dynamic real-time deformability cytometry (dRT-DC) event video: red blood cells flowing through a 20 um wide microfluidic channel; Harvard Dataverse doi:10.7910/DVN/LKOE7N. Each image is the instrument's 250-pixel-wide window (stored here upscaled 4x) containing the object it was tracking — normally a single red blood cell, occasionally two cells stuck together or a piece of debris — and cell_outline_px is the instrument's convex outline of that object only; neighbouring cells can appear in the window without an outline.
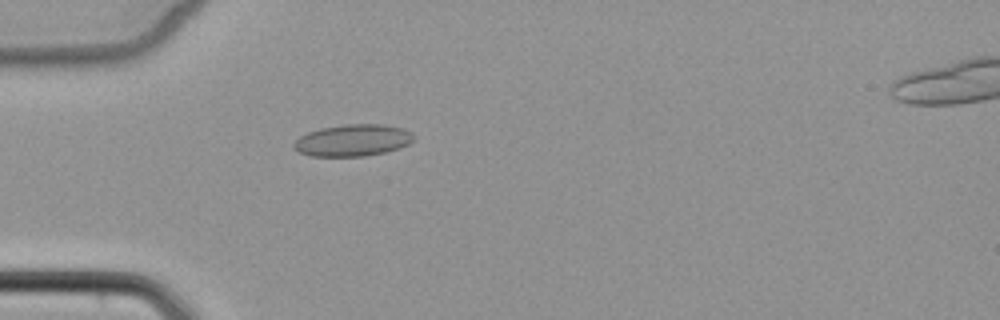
{"species": "common noctule bat (a hibernating species)", "species_latin": "Nyctalus noctula", "temperature_condition": "cold", "stored_images_in_passage": 2, "camera_frame_rate_fps": 3000, "um_per_image_px": 0.085, "animal": {"sex": "female", "body_mass_g": 22.7, "forearm_length_mm": 54.2}, "frame": {"image": 1, "passage_image": 1, "time_ms": 0.0, "image_size_px": [1000, 320], "cell_outline_px": [[416, 136], [408, 144], [400, 148], [384, 152], [364, 156], [312, 156], [300, 152], [292, 148], [292, 144], [300, 136], [308, 132], [320, 128], [344, 124], [380, 124], [404, 128], [412, 132]], "centroid_in_image_um": [29.99, 11.92], "position_along_channel_um": 55.0, "area_um2": 22.31}}